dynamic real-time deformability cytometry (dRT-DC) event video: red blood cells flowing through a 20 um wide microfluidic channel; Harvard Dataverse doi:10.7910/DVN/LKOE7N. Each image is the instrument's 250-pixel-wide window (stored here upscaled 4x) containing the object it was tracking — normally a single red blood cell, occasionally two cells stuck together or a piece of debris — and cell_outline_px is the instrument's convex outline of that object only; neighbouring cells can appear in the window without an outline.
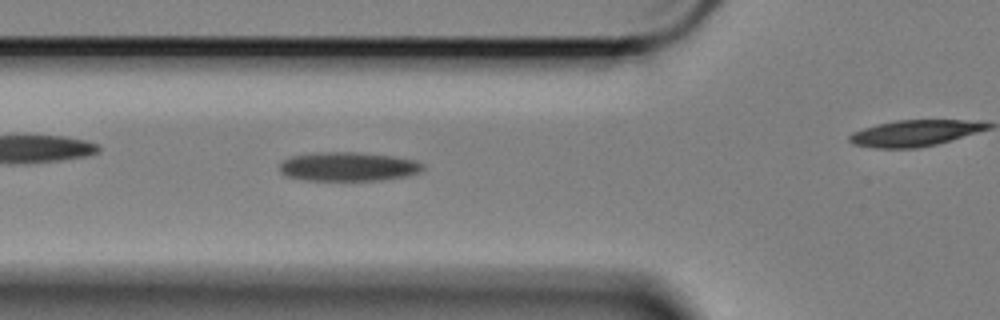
{"species": "Egyptian fruit bat (a non-hibernating species)", "species_latin": "Rousettus aegyptiacus", "temperature_condition": "cold", "stored_images_in_passage": 37, "camera_frame_rate_fps": 3000, "um_per_image_px": 0.085, "animal": {"sex": "female"}, "frame": {"image": 1, "passage_image": 10, "time_ms": 3.0, "image_size_px": [1000, 320], "cell_outline_px": [[424, 168], [420, 172], [404, 176], [380, 180], [308, 180], [288, 176], [280, 172], [280, 164], [284, 160], [292, 156], [316, 152], [356, 152], [392, 156], [416, 160], [424, 164]], "centroid_in_image_um": [29.61, 14.15], "position_along_channel_um": 96.2, "area_um2": 24.04}}
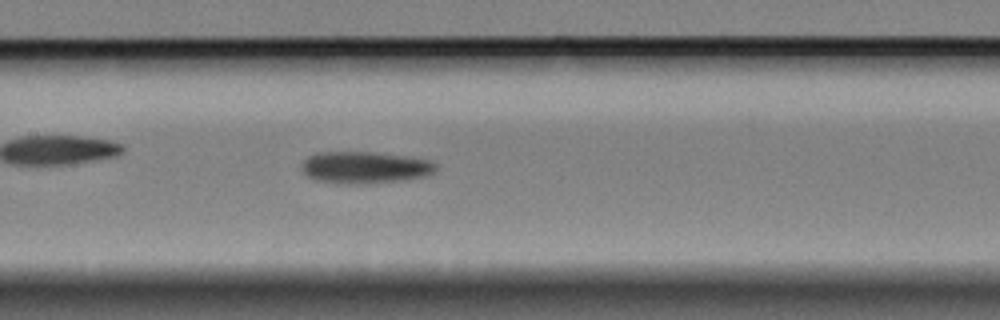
{"frame": {"image": 2, "passage_image": 17, "time_ms": 5.333, "image_size_px": [1000, 320], "cell_outline_px": [[436, 168], [432, 172], [424, 176], [400, 180], [348, 184], [340, 184], [316, 180], [308, 176], [300, 168], [304, 160], [308, 156], [316, 152], [372, 152], [428, 160], [436, 164]], "centroid_in_image_um": [30.92, 14.23], "position_along_channel_um": 176.5, "area_um2": 24.45}}
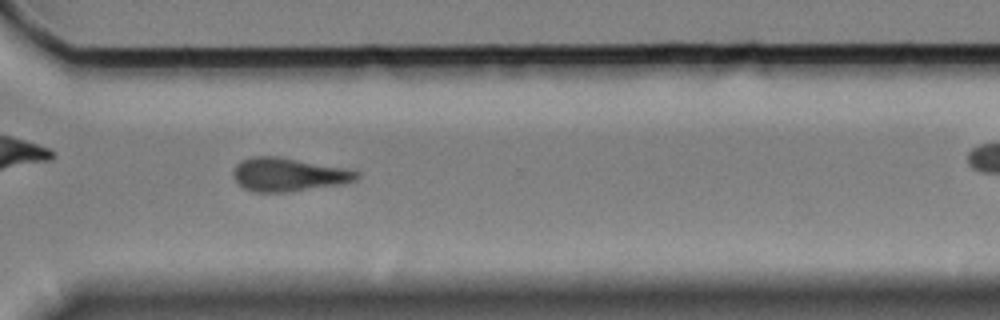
{"frame": {"image": 3, "passage_image": 32, "time_ms": 10.333, "image_size_px": [1000, 320], "cell_outline_px": [[360, 176], [356, 180], [344, 184], [292, 192], [252, 192], [236, 184], [232, 172], [236, 164], [252, 156], [280, 156], [344, 168], [360, 172]], "centroid_in_image_um": [24.51, 14.85], "position_along_channel_um": 346.1, "area_um2": 24.45}}